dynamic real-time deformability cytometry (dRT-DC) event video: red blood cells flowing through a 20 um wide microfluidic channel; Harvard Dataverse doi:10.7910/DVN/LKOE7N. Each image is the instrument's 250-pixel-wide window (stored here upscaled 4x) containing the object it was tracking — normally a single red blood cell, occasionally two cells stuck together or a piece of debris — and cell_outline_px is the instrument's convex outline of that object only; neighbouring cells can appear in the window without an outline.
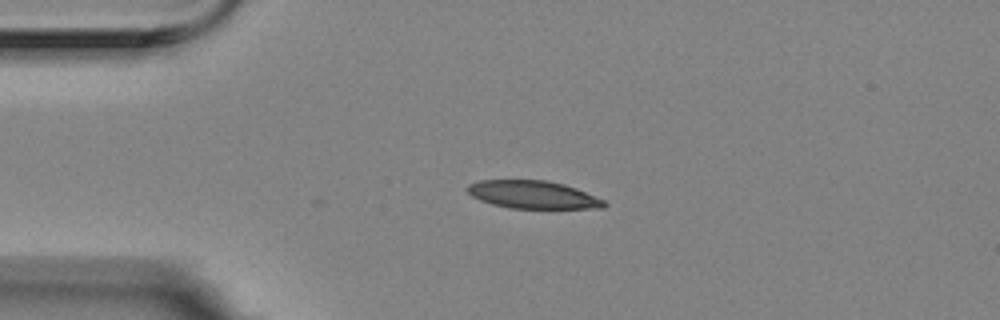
{"species": "Egyptian fruit bat (a non-hibernating species)", "species_latin": "Rousettus aegyptiacus", "temperature_condition": "room temperature", "stored_images_in_passage": 2, "camera_frame_rate_fps": 3000, "um_per_image_px": 0.085, "animal": {"sex": "female"}, "frame": {"image": 1, "passage_image": 2, "time_ms": 0.333, "image_size_px": [1000, 320], "cell_outline_px": [[608, 204], [604, 208], [512, 208], [492, 204], [480, 200], [472, 196], [464, 188], [468, 184], [480, 180], [548, 180], [564, 184], [576, 188], [604, 200]], "centroid_in_image_um": [45.28, 16.54], "position_along_channel_um": 39.7, "area_um2": 22.2}}